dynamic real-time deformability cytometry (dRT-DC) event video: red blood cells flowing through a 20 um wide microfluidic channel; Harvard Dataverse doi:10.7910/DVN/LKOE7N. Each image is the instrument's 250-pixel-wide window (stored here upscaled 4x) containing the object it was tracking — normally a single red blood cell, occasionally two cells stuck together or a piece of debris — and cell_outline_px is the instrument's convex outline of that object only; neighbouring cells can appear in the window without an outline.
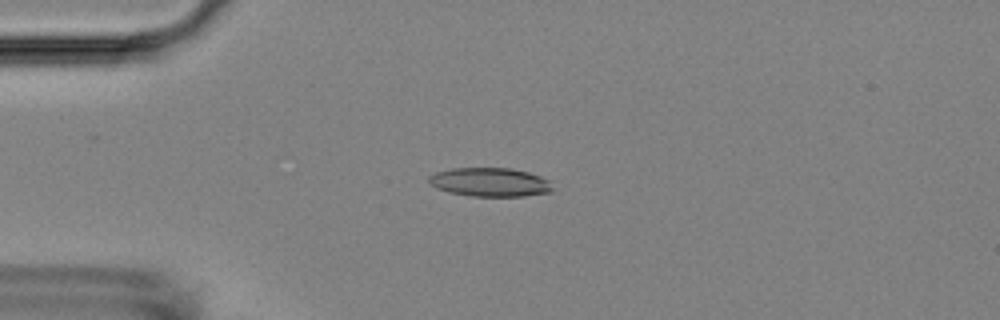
{"species": "Egyptian fruit bat (a non-hibernating species)", "species_latin": "Rousettus aegyptiacus", "temperature_condition": "room temperature", "stored_images_in_passage": 43, "camera_frame_rate_fps": 3000, "um_per_image_px": 0.085, "animal": {"sex": "female"}, "frame": {"image": 1, "passage_image": 2, "time_ms": 0.333, "image_size_px": [1000, 320], "cell_outline_px": [[552, 192], [524, 196], [472, 196], [448, 192], [436, 188], [428, 184], [428, 176], [436, 172], [452, 168], [512, 168], [528, 172], [540, 176], [548, 180], [552, 188]], "centroid_in_image_um": [41.61, 15.48], "position_along_channel_um": 43.4, "area_um2": 20.87}}
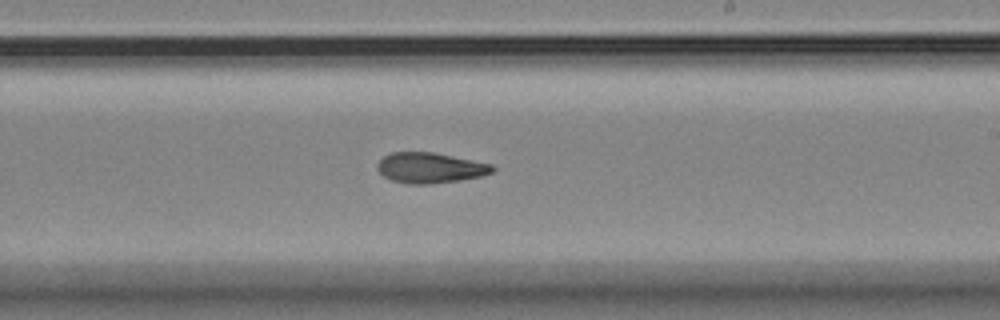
{"frame": {"image": 2, "passage_image": 21, "time_ms": 6.667, "image_size_px": [1000, 320], "cell_outline_px": [[496, 168], [492, 172], [480, 176], [460, 180], [428, 184], [408, 184], [392, 180], [384, 176], [376, 168], [376, 164], [384, 156], [392, 152], [432, 152], [492, 164]], "centroid_in_image_um": [36.54, 14.26], "position_along_channel_um": 252.5, "area_um2": 20.29}}
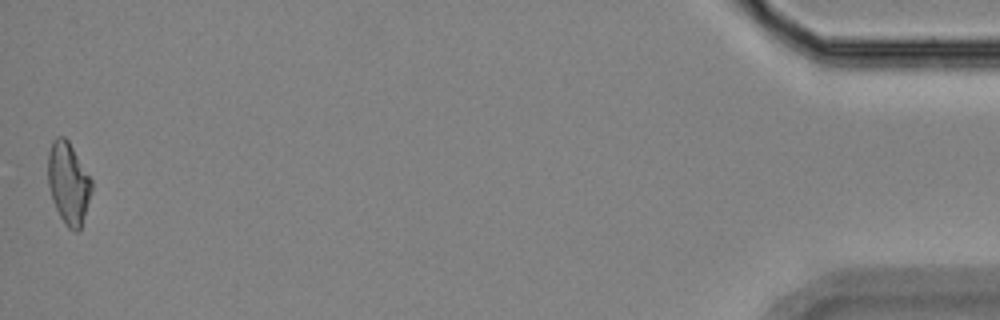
{"frame": {"image": 3, "passage_image": 43, "time_ms": 14.0, "image_size_px": [1000, 320], "cell_outline_px": [[92, 188], [80, 228], [76, 232], [68, 228], [64, 224], [52, 200], [48, 184], [48, 152], [52, 140], [56, 136], [64, 136], [68, 140], [92, 180]], "centroid_in_image_um": [5.79, 15.54], "position_along_channel_um": 429.4, "area_um2": 20.63}, "authors_computed_cell_mechanics": {"area_um2": 20.6346, "velocity_mm_per_s": 3.627, "shape_relaxation_time_tau1_ms": 8.8497, "shape_relaxation_time_tau2_ms": 4.7453, "deformation_change_tau1": 0.2268, "deformation_change_tau2": 0.1319}}